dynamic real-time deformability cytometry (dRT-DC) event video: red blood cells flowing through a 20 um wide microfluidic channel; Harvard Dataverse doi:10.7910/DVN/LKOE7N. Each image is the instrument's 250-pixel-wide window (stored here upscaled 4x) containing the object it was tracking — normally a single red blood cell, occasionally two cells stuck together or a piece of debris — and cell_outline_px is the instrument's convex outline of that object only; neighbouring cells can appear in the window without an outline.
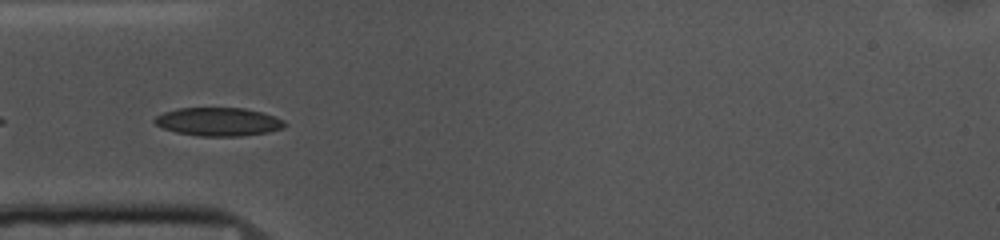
{"species": "common noctule bat (a hibernating species)", "species_latin": "Nyctalus noctula", "temperature_condition": "cold", "stored_images_in_passage": 6, "camera_frame_rate_fps": 3000, "um_per_image_px": 0.085, "animal": {"sex": "female", "body_mass_g": 10.0, "forearm_length_mm": 53.1}, "frame": {"image": 1, "passage_image": 3, "time_ms": 0.667, "image_size_px": [1000, 240], "cell_outline_px": [[288, 124], [284, 128], [268, 132], [240, 136], [200, 136], [176, 132], [164, 128], [156, 124], [152, 120], [156, 116], [164, 112], [180, 108], [244, 108], [260, 112], [284, 120]], "centroid_in_image_um": [18.57, 10.35], "position_along_channel_um": 66.4, "area_um2": 21.39}}